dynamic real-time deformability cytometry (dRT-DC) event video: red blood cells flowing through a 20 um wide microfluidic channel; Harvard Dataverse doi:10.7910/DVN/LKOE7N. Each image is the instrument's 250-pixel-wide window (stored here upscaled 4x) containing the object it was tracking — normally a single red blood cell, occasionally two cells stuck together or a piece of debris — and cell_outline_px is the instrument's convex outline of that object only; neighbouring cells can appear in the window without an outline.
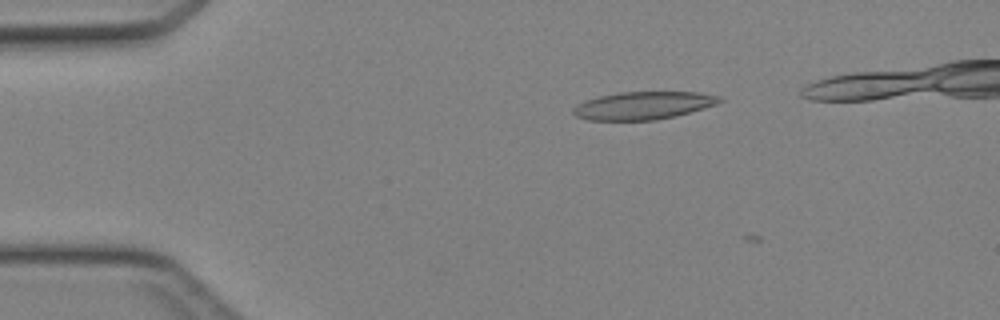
{"species": "Egyptian fruit bat (a non-hibernating species)", "species_latin": "Rousettus aegyptiacus", "temperature_condition": "cold", "stored_images_in_passage": 7, "camera_frame_rate_fps": 3000, "um_per_image_px": 0.085, "animal": {"sex": "female"}, "frame": {"image": 1, "passage_image": 6, "time_ms": 1.667, "image_size_px": [1000, 320], "cell_outline_px": [[724, 100], [716, 104], [676, 116], [656, 120], [588, 120], [576, 116], [572, 112], [572, 108], [576, 104], [600, 96], [620, 92], [700, 92], [720, 96]], "centroid_in_image_um": [54.68, 8.97], "position_along_channel_um": 30.3, "area_um2": 23.64}}